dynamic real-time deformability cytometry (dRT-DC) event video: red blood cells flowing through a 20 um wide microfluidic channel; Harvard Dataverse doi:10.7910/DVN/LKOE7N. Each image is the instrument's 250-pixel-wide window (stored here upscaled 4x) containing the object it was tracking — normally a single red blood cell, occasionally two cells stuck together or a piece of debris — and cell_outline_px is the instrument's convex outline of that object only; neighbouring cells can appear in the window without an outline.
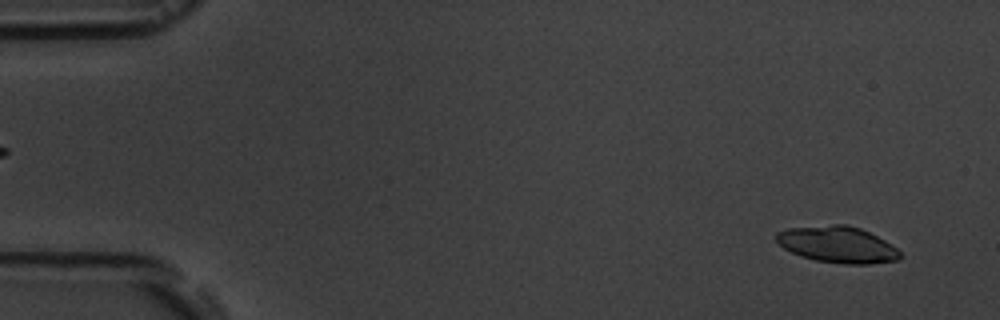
{"species": "common noctule bat (a hibernating species)", "species_latin": "Nyctalus noctula", "temperature_condition": "room temperature", "stored_images_in_passage": 5, "segment_of_instrument_passage": [1, 2], "camera_frame_rate_fps": 3000, "um_per_image_px": 0.085, "animal": {"sex": "male", "body_mass_g": 19.5, "forearm_length_mm": 54.6}, "frame": {"image": 1, "passage_image": 1, "time_ms": 0.0, "image_size_px": [1000, 320], "cell_outline_px": [[904, 256], [900, 260], [868, 264], [844, 264], [816, 260], [800, 256], [784, 248], [776, 240], [776, 232], [788, 228], [832, 224], [848, 224], [860, 228], [892, 244]], "centroid_in_image_um": [71.21, 20.79], "position_along_channel_um": 13.8, "area_um2": 26.36}}
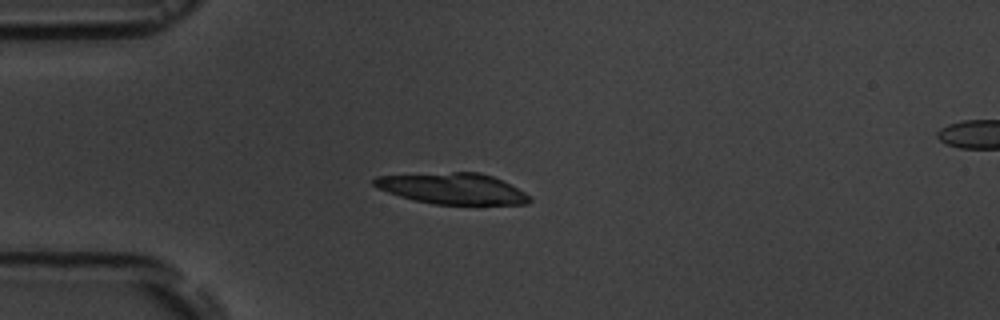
{"frame": {"image": 2, "passage_image": 4, "time_ms": 3.667, "image_size_px": [1000, 320], "cell_outline_px": [[532, 200], [528, 204], [432, 204], [400, 196], [376, 188], [372, 184], [372, 180], [376, 176], [452, 172], [480, 172], [492, 176], [532, 196]], "centroid_in_image_um": [38.45, 16.03], "position_along_channel_um": 46.5, "area_um2": 27.92}}